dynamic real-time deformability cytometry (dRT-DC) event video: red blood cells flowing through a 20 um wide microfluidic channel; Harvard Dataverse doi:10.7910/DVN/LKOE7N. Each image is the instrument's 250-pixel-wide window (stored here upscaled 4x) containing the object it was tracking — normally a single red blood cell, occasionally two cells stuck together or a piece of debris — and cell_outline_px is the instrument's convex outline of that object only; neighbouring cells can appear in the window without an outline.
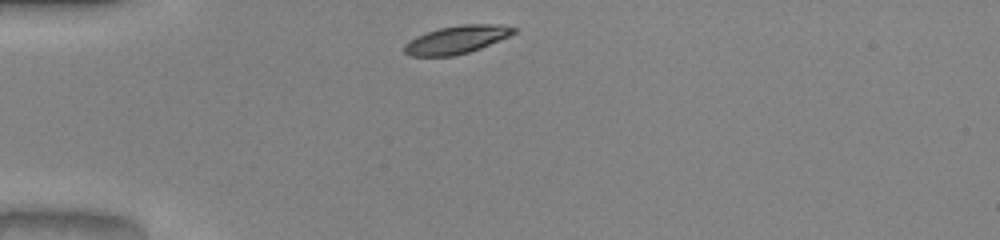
{"species": "common noctule bat (a hibernating species)", "species_latin": "Nyctalus noctula", "temperature_condition": "warm", "stored_images_in_passage": 29, "camera_frame_rate_fps": 3000, "um_per_image_px": 0.085, "animal": {"sex": "male", "body_mass_g": 20.0, "forearm_length_mm": 53.3}, "frame": {"image": 1, "passage_image": 1, "time_ms": 0.0, "image_size_px": [1000, 240], "cell_outline_px": [[516, 32], [508, 36], [480, 48], [468, 52], [452, 56], [408, 56], [404, 52], [404, 44], [416, 36], [440, 28], [464, 24], [500, 24], [516, 28]], "centroid_in_image_um": [38.79, 3.37], "position_along_channel_um": 46.2, "area_um2": 17.63}}
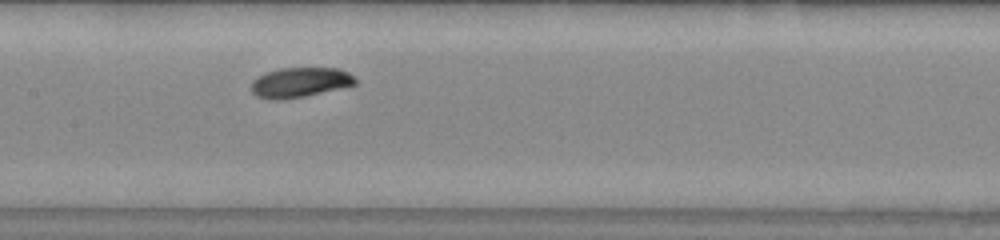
{"frame": {"image": 2, "passage_image": 13, "time_ms": 4.0, "image_size_px": [1000, 240], "cell_outline_px": [[356, 84], [304, 96], [280, 100], [268, 100], [256, 96], [252, 92], [252, 80], [264, 72], [280, 68], [336, 68], [348, 72], [356, 80]], "centroid_in_image_um": [25.43, 7.0], "position_along_channel_um": 182.0, "area_um2": 18.03}}
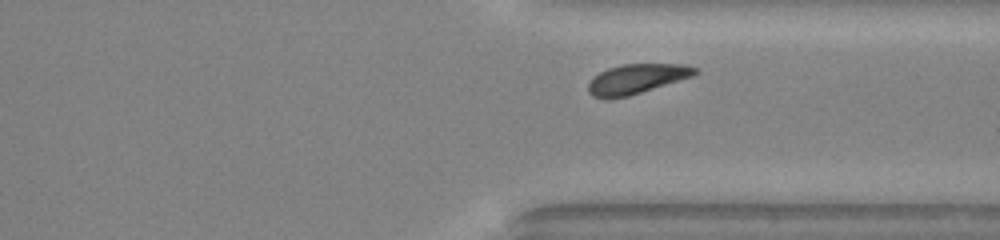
{"frame": {"image": 3, "passage_image": 26, "time_ms": 8.333, "image_size_px": [1000, 240], "cell_outline_px": [[696, 72], [692, 76], [628, 96], [592, 96], [588, 92], [588, 84], [600, 72], [608, 68], [624, 64], [684, 64], [696, 68]], "centroid_in_image_um": [54.13, 6.67], "position_along_channel_um": 357.3, "area_um2": 17.69}, "authors_computed_cell_mechanics": {"area_um2": 18.3226, "velocity_mm_per_s": 4.0372, "shape_relaxation_time_tau1_ms": 2.2057, "shape_relaxation_time_tau2_ms": null, "deformation_change_tau1": 0.1238, "deformation_change_tau2": null}}